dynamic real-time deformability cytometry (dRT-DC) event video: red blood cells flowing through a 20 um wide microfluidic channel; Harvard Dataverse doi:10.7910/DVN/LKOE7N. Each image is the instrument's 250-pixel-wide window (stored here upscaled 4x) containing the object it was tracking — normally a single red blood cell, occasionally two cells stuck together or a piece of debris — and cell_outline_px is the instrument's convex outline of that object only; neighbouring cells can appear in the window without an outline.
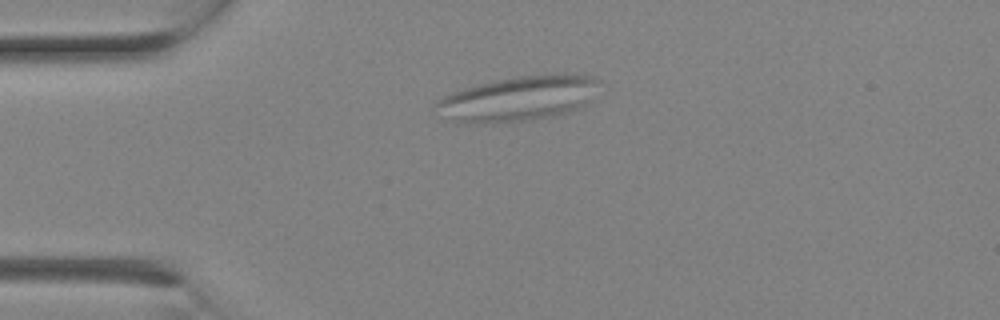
{"species": "Egyptian fruit bat (a non-hibernating species)", "species_latin": "Rousettus aegyptiacus", "temperature_condition": "room temperature", "stored_images_in_passage": 2, "camera_frame_rate_fps": 3000, "um_per_image_px": 0.085, "animal": {"sex": "female"}, "frame": {"image": 1, "passage_image": 2, "time_ms": 0.333, "image_size_px": [1000, 320], "cell_outline_px": [[596, 80], [588, 100], [584, 104], [568, 112], [556, 116], [524, 120], [488, 124], [464, 124], [452, 120], [432, 108], [436, 100], [452, 92], [464, 88], [480, 84], [520, 76], [564, 72], [592, 76]], "centroid_in_image_um": [43.96, 8.39], "position_along_channel_um": 41.0, "area_um2": 42.37}}